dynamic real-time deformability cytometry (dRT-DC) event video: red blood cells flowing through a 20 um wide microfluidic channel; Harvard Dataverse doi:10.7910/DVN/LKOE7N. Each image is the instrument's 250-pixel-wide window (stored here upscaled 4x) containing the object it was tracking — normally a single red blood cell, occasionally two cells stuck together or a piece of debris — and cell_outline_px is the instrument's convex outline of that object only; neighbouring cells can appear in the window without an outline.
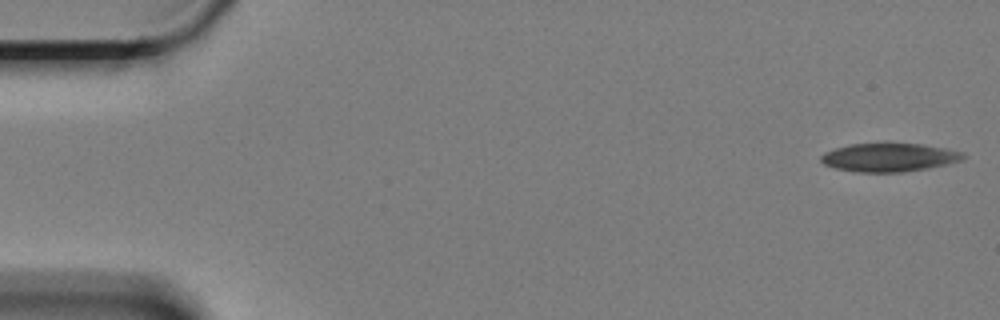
{"species": "Egyptian fruit bat (a non-hibernating species)", "species_latin": "Rousettus aegyptiacus", "temperature_condition": "cold", "stored_images_in_passage": 21, "camera_frame_rate_fps": 3000, "um_per_image_px": 0.085, "animal": {"sex": "female"}, "frame": {"image": 1, "passage_image": 1, "time_ms": 0.0, "image_size_px": [1000, 320], "cell_outline_px": [[964, 156], [960, 160], [948, 164], [928, 168], [904, 172], [856, 172], [836, 168], [824, 164], [820, 160], [820, 156], [824, 152], [836, 148], [852, 144], [924, 144], [964, 152]], "centroid_in_image_um": [75.57, 13.39], "position_along_channel_um": 9.4, "area_um2": 23.35}}
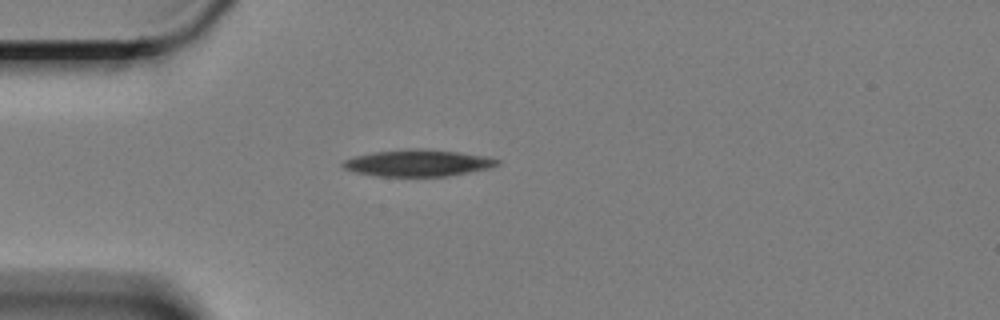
{"frame": {"image": 2, "passage_image": 15, "time_ms": 4.667, "image_size_px": [1000, 320], "cell_outline_px": [[500, 164], [488, 168], [448, 176], [376, 176], [352, 172], [344, 168], [340, 164], [344, 160], [356, 156], [376, 152], [416, 148], [456, 152], [488, 156], [500, 160]], "centroid_in_image_um": [35.51, 13.86], "position_along_channel_um": 49.5, "area_um2": 23.81}}
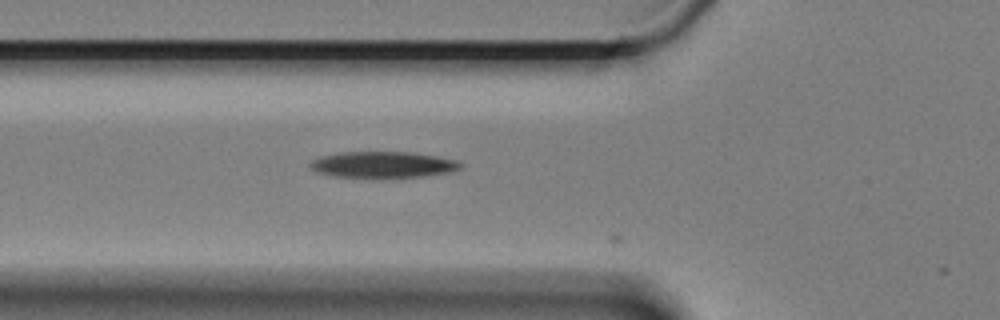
{"frame": {"image": 3, "passage_image": 20, "time_ms": 6.333, "image_size_px": [1000, 320], "cell_outline_px": [[464, 164], [460, 168], [452, 172], [424, 176], [380, 180], [368, 180], [328, 176], [316, 172], [308, 168], [308, 164], [312, 160], [320, 156], [340, 152], [408, 152], [436, 156], [456, 160]], "centroid_in_image_um": [32.47, 14.05], "position_along_channel_um": 93.3, "area_um2": 24.28}}